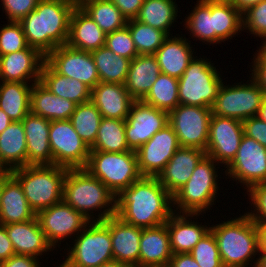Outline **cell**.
<instances>
[{
	"label": "cell",
	"mask_w": 266,
	"mask_h": 267,
	"mask_svg": "<svg viewBox=\"0 0 266 267\" xmlns=\"http://www.w3.org/2000/svg\"><path fill=\"white\" fill-rule=\"evenodd\" d=\"M172 208L173 197L157 177L142 176L115 198V215L142 229L166 223Z\"/></svg>",
	"instance_id": "cell-1"
},
{
	"label": "cell",
	"mask_w": 266,
	"mask_h": 267,
	"mask_svg": "<svg viewBox=\"0 0 266 267\" xmlns=\"http://www.w3.org/2000/svg\"><path fill=\"white\" fill-rule=\"evenodd\" d=\"M72 0H39L35 10L20 21L28 46L47 56L58 46L66 45Z\"/></svg>",
	"instance_id": "cell-2"
},
{
	"label": "cell",
	"mask_w": 266,
	"mask_h": 267,
	"mask_svg": "<svg viewBox=\"0 0 266 267\" xmlns=\"http://www.w3.org/2000/svg\"><path fill=\"white\" fill-rule=\"evenodd\" d=\"M239 215L212 224L210 231L216 239L224 267H256L259 255L257 226L245 212Z\"/></svg>",
	"instance_id": "cell-3"
},
{
	"label": "cell",
	"mask_w": 266,
	"mask_h": 267,
	"mask_svg": "<svg viewBox=\"0 0 266 267\" xmlns=\"http://www.w3.org/2000/svg\"><path fill=\"white\" fill-rule=\"evenodd\" d=\"M115 198L103 182L85 168L68 169L63 182V201L89 221H104L114 216Z\"/></svg>",
	"instance_id": "cell-4"
},
{
	"label": "cell",
	"mask_w": 266,
	"mask_h": 267,
	"mask_svg": "<svg viewBox=\"0 0 266 267\" xmlns=\"http://www.w3.org/2000/svg\"><path fill=\"white\" fill-rule=\"evenodd\" d=\"M220 166L213 158L205 155L196 165L186 184L172 196L173 211L175 213L206 214L212 210L211 207H214L216 201H219L217 199L220 194L218 191L221 192L218 176L223 173L218 171Z\"/></svg>",
	"instance_id": "cell-5"
},
{
	"label": "cell",
	"mask_w": 266,
	"mask_h": 267,
	"mask_svg": "<svg viewBox=\"0 0 266 267\" xmlns=\"http://www.w3.org/2000/svg\"><path fill=\"white\" fill-rule=\"evenodd\" d=\"M68 168L57 165H26L11 170L19 181L29 206L37 214L63 200V182Z\"/></svg>",
	"instance_id": "cell-6"
},
{
	"label": "cell",
	"mask_w": 266,
	"mask_h": 267,
	"mask_svg": "<svg viewBox=\"0 0 266 267\" xmlns=\"http://www.w3.org/2000/svg\"><path fill=\"white\" fill-rule=\"evenodd\" d=\"M199 56L195 55L178 79V97L180 104L212 108L224 82L222 71L213 60Z\"/></svg>",
	"instance_id": "cell-7"
},
{
	"label": "cell",
	"mask_w": 266,
	"mask_h": 267,
	"mask_svg": "<svg viewBox=\"0 0 266 267\" xmlns=\"http://www.w3.org/2000/svg\"><path fill=\"white\" fill-rule=\"evenodd\" d=\"M72 240L71 248L66 241L67 256L58 267H96L114 260L110 229L103 221H90Z\"/></svg>",
	"instance_id": "cell-8"
},
{
	"label": "cell",
	"mask_w": 266,
	"mask_h": 267,
	"mask_svg": "<svg viewBox=\"0 0 266 267\" xmlns=\"http://www.w3.org/2000/svg\"><path fill=\"white\" fill-rule=\"evenodd\" d=\"M85 169L102 181L115 196L142 177L134 150L90 151Z\"/></svg>",
	"instance_id": "cell-9"
},
{
	"label": "cell",
	"mask_w": 266,
	"mask_h": 267,
	"mask_svg": "<svg viewBox=\"0 0 266 267\" xmlns=\"http://www.w3.org/2000/svg\"><path fill=\"white\" fill-rule=\"evenodd\" d=\"M264 97L262 87L252 76L245 83L241 81L227 85L223 82L211 108L212 114L243 122L257 116Z\"/></svg>",
	"instance_id": "cell-10"
},
{
	"label": "cell",
	"mask_w": 266,
	"mask_h": 267,
	"mask_svg": "<svg viewBox=\"0 0 266 267\" xmlns=\"http://www.w3.org/2000/svg\"><path fill=\"white\" fill-rule=\"evenodd\" d=\"M212 109L208 107L179 104L169 112L172 126L180 147L206 151Z\"/></svg>",
	"instance_id": "cell-11"
},
{
	"label": "cell",
	"mask_w": 266,
	"mask_h": 267,
	"mask_svg": "<svg viewBox=\"0 0 266 267\" xmlns=\"http://www.w3.org/2000/svg\"><path fill=\"white\" fill-rule=\"evenodd\" d=\"M223 171L224 177L241 184L244 191L266 182V148L255 139L243 135L236 157ZM245 186V188H244Z\"/></svg>",
	"instance_id": "cell-12"
},
{
	"label": "cell",
	"mask_w": 266,
	"mask_h": 267,
	"mask_svg": "<svg viewBox=\"0 0 266 267\" xmlns=\"http://www.w3.org/2000/svg\"><path fill=\"white\" fill-rule=\"evenodd\" d=\"M49 145L54 165L68 169L85 168L90 148L75 131L70 120L50 122Z\"/></svg>",
	"instance_id": "cell-13"
},
{
	"label": "cell",
	"mask_w": 266,
	"mask_h": 267,
	"mask_svg": "<svg viewBox=\"0 0 266 267\" xmlns=\"http://www.w3.org/2000/svg\"><path fill=\"white\" fill-rule=\"evenodd\" d=\"M36 218L48 242L55 250H59L61 242L75 238L90 222L63 200L39 211ZM57 247L59 248L56 249Z\"/></svg>",
	"instance_id": "cell-14"
},
{
	"label": "cell",
	"mask_w": 266,
	"mask_h": 267,
	"mask_svg": "<svg viewBox=\"0 0 266 267\" xmlns=\"http://www.w3.org/2000/svg\"><path fill=\"white\" fill-rule=\"evenodd\" d=\"M243 135L241 121L212 114L206 155L226 168L236 157Z\"/></svg>",
	"instance_id": "cell-15"
},
{
	"label": "cell",
	"mask_w": 266,
	"mask_h": 267,
	"mask_svg": "<svg viewBox=\"0 0 266 267\" xmlns=\"http://www.w3.org/2000/svg\"><path fill=\"white\" fill-rule=\"evenodd\" d=\"M168 124L167 111L157 109L143 101H134L125 120V135L129 148L136 151Z\"/></svg>",
	"instance_id": "cell-16"
},
{
	"label": "cell",
	"mask_w": 266,
	"mask_h": 267,
	"mask_svg": "<svg viewBox=\"0 0 266 267\" xmlns=\"http://www.w3.org/2000/svg\"><path fill=\"white\" fill-rule=\"evenodd\" d=\"M45 61L60 75L77 79L91 90L100 82L91 52L62 45L50 52Z\"/></svg>",
	"instance_id": "cell-17"
},
{
	"label": "cell",
	"mask_w": 266,
	"mask_h": 267,
	"mask_svg": "<svg viewBox=\"0 0 266 267\" xmlns=\"http://www.w3.org/2000/svg\"><path fill=\"white\" fill-rule=\"evenodd\" d=\"M179 147L172 126L166 125L135 151L140 174L157 177Z\"/></svg>",
	"instance_id": "cell-18"
},
{
	"label": "cell",
	"mask_w": 266,
	"mask_h": 267,
	"mask_svg": "<svg viewBox=\"0 0 266 267\" xmlns=\"http://www.w3.org/2000/svg\"><path fill=\"white\" fill-rule=\"evenodd\" d=\"M44 61L45 56L30 46L21 51L0 56V81L39 82Z\"/></svg>",
	"instance_id": "cell-19"
},
{
	"label": "cell",
	"mask_w": 266,
	"mask_h": 267,
	"mask_svg": "<svg viewBox=\"0 0 266 267\" xmlns=\"http://www.w3.org/2000/svg\"><path fill=\"white\" fill-rule=\"evenodd\" d=\"M110 229L114 260L139 267L140 238L142 228L128 224L117 215L103 221Z\"/></svg>",
	"instance_id": "cell-20"
},
{
	"label": "cell",
	"mask_w": 266,
	"mask_h": 267,
	"mask_svg": "<svg viewBox=\"0 0 266 267\" xmlns=\"http://www.w3.org/2000/svg\"><path fill=\"white\" fill-rule=\"evenodd\" d=\"M4 227L15 254L29 255L42 259V255H49L48 252L52 253L54 250L36 217L30 221L10 223L4 225Z\"/></svg>",
	"instance_id": "cell-21"
},
{
	"label": "cell",
	"mask_w": 266,
	"mask_h": 267,
	"mask_svg": "<svg viewBox=\"0 0 266 267\" xmlns=\"http://www.w3.org/2000/svg\"><path fill=\"white\" fill-rule=\"evenodd\" d=\"M200 215L202 217L203 214L174 212L170 216L166 225L170 235L172 254L190 253L194 246L210 230V223L207 226L198 222L196 218L200 219Z\"/></svg>",
	"instance_id": "cell-22"
},
{
	"label": "cell",
	"mask_w": 266,
	"mask_h": 267,
	"mask_svg": "<svg viewBox=\"0 0 266 267\" xmlns=\"http://www.w3.org/2000/svg\"><path fill=\"white\" fill-rule=\"evenodd\" d=\"M205 155L206 152L202 149L179 147L158 174L159 182L173 196L186 184L196 165Z\"/></svg>",
	"instance_id": "cell-23"
},
{
	"label": "cell",
	"mask_w": 266,
	"mask_h": 267,
	"mask_svg": "<svg viewBox=\"0 0 266 267\" xmlns=\"http://www.w3.org/2000/svg\"><path fill=\"white\" fill-rule=\"evenodd\" d=\"M185 36L179 33L169 36L154 54L161 73L179 79L195 57V48Z\"/></svg>",
	"instance_id": "cell-24"
},
{
	"label": "cell",
	"mask_w": 266,
	"mask_h": 267,
	"mask_svg": "<svg viewBox=\"0 0 266 267\" xmlns=\"http://www.w3.org/2000/svg\"><path fill=\"white\" fill-rule=\"evenodd\" d=\"M50 122L31 112L22 120L27 143V165L53 164L49 145Z\"/></svg>",
	"instance_id": "cell-25"
},
{
	"label": "cell",
	"mask_w": 266,
	"mask_h": 267,
	"mask_svg": "<svg viewBox=\"0 0 266 267\" xmlns=\"http://www.w3.org/2000/svg\"><path fill=\"white\" fill-rule=\"evenodd\" d=\"M103 118L126 120L135 101L123 84L99 82L91 90V99Z\"/></svg>",
	"instance_id": "cell-26"
},
{
	"label": "cell",
	"mask_w": 266,
	"mask_h": 267,
	"mask_svg": "<svg viewBox=\"0 0 266 267\" xmlns=\"http://www.w3.org/2000/svg\"><path fill=\"white\" fill-rule=\"evenodd\" d=\"M139 267H167L172 257L166 223L142 229Z\"/></svg>",
	"instance_id": "cell-27"
},
{
	"label": "cell",
	"mask_w": 266,
	"mask_h": 267,
	"mask_svg": "<svg viewBox=\"0 0 266 267\" xmlns=\"http://www.w3.org/2000/svg\"><path fill=\"white\" fill-rule=\"evenodd\" d=\"M106 34L80 7L70 16L69 35L66 45L77 50L93 52L105 46Z\"/></svg>",
	"instance_id": "cell-28"
},
{
	"label": "cell",
	"mask_w": 266,
	"mask_h": 267,
	"mask_svg": "<svg viewBox=\"0 0 266 267\" xmlns=\"http://www.w3.org/2000/svg\"><path fill=\"white\" fill-rule=\"evenodd\" d=\"M35 217L19 181L12 174L5 177L0 198V224L25 222Z\"/></svg>",
	"instance_id": "cell-29"
},
{
	"label": "cell",
	"mask_w": 266,
	"mask_h": 267,
	"mask_svg": "<svg viewBox=\"0 0 266 267\" xmlns=\"http://www.w3.org/2000/svg\"><path fill=\"white\" fill-rule=\"evenodd\" d=\"M76 103L52 93L40 81L33 83L30 94V112L49 121L69 120Z\"/></svg>",
	"instance_id": "cell-30"
},
{
	"label": "cell",
	"mask_w": 266,
	"mask_h": 267,
	"mask_svg": "<svg viewBox=\"0 0 266 267\" xmlns=\"http://www.w3.org/2000/svg\"><path fill=\"white\" fill-rule=\"evenodd\" d=\"M160 74L154 55H138L130 62L124 86L135 101H141Z\"/></svg>",
	"instance_id": "cell-31"
},
{
	"label": "cell",
	"mask_w": 266,
	"mask_h": 267,
	"mask_svg": "<svg viewBox=\"0 0 266 267\" xmlns=\"http://www.w3.org/2000/svg\"><path fill=\"white\" fill-rule=\"evenodd\" d=\"M40 82L61 98L81 104L90 101L91 89L77 79L57 73L46 61L41 68Z\"/></svg>",
	"instance_id": "cell-32"
},
{
	"label": "cell",
	"mask_w": 266,
	"mask_h": 267,
	"mask_svg": "<svg viewBox=\"0 0 266 267\" xmlns=\"http://www.w3.org/2000/svg\"><path fill=\"white\" fill-rule=\"evenodd\" d=\"M0 157L10 170L27 165V143L22 121H12L0 133Z\"/></svg>",
	"instance_id": "cell-33"
},
{
	"label": "cell",
	"mask_w": 266,
	"mask_h": 267,
	"mask_svg": "<svg viewBox=\"0 0 266 267\" xmlns=\"http://www.w3.org/2000/svg\"><path fill=\"white\" fill-rule=\"evenodd\" d=\"M176 0H144L135 20L173 35L172 28L180 11ZM172 33V34H171Z\"/></svg>",
	"instance_id": "cell-34"
},
{
	"label": "cell",
	"mask_w": 266,
	"mask_h": 267,
	"mask_svg": "<svg viewBox=\"0 0 266 267\" xmlns=\"http://www.w3.org/2000/svg\"><path fill=\"white\" fill-rule=\"evenodd\" d=\"M32 86L33 83L0 81V108L12 121H22L30 112Z\"/></svg>",
	"instance_id": "cell-35"
},
{
	"label": "cell",
	"mask_w": 266,
	"mask_h": 267,
	"mask_svg": "<svg viewBox=\"0 0 266 267\" xmlns=\"http://www.w3.org/2000/svg\"><path fill=\"white\" fill-rule=\"evenodd\" d=\"M193 10L186 14L183 27L194 41L199 40L206 45L215 44V23L212 16V0H197Z\"/></svg>",
	"instance_id": "cell-36"
},
{
	"label": "cell",
	"mask_w": 266,
	"mask_h": 267,
	"mask_svg": "<svg viewBox=\"0 0 266 267\" xmlns=\"http://www.w3.org/2000/svg\"><path fill=\"white\" fill-rule=\"evenodd\" d=\"M212 16L215 23V44H222L242 33V13L230 0H212Z\"/></svg>",
	"instance_id": "cell-37"
},
{
	"label": "cell",
	"mask_w": 266,
	"mask_h": 267,
	"mask_svg": "<svg viewBox=\"0 0 266 267\" xmlns=\"http://www.w3.org/2000/svg\"><path fill=\"white\" fill-rule=\"evenodd\" d=\"M100 82L123 84L129 71L130 59L114 54L106 46L91 52Z\"/></svg>",
	"instance_id": "cell-38"
},
{
	"label": "cell",
	"mask_w": 266,
	"mask_h": 267,
	"mask_svg": "<svg viewBox=\"0 0 266 267\" xmlns=\"http://www.w3.org/2000/svg\"><path fill=\"white\" fill-rule=\"evenodd\" d=\"M80 7L105 33L109 34L127 25V19L110 0H88Z\"/></svg>",
	"instance_id": "cell-39"
},
{
	"label": "cell",
	"mask_w": 266,
	"mask_h": 267,
	"mask_svg": "<svg viewBox=\"0 0 266 267\" xmlns=\"http://www.w3.org/2000/svg\"><path fill=\"white\" fill-rule=\"evenodd\" d=\"M130 150L126 142L125 120L102 117L96 141L90 147V151L125 152Z\"/></svg>",
	"instance_id": "cell-40"
},
{
	"label": "cell",
	"mask_w": 266,
	"mask_h": 267,
	"mask_svg": "<svg viewBox=\"0 0 266 267\" xmlns=\"http://www.w3.org/2000/svg\"><path fill=\"white\" fill-rule=\"evenodd\" d=\"M141 101L169 113L180 104L178 79L161 73Z\"/></svg>",
	"instance_id": "cell-41"
},
{
	"label": "cell",
	"mask_w": 266,
	"mask_h": 267,
	"mask_svg": "<svg viewBox=\"0 0 266 267\" xmlns=\"http://www.w3.org/2000/svg\"><path fill=\"white\" fill-rule=\"evenodd\" d=\"M69 120L75 131L90 148L96 141L98 128L102 120L98 108L91 100L78 104Z\"/></svg>",
	"instance_id": "cell-42"
},
{
	"label": "cell",
	"mask_w": 266,
	"mask_h": 267,
	"mask_svg": "<svg viewBox=\"0 0 266 267\" xmlns=\"http://www.w3.org/2000/svg\"><path fill=\"white\" fill-rule=\"evenodd\" d=\"M126 26L129 28L138 55H154L169 37L166 32L135 19L128 20Z\"/></svg>",
	"instance_id": "cell-43"
},
{
	"label": "cell",
	"mask_w": 266,
	"mask_h": 267,
	"mask_svg": "<svg viewBox=\"0 0 266 267\" xmlns=\"http://www.w3.org/2000/svg\"><path fill=\"white\" fill-rule=\"evenodd\" d=\"M190 254L200 267H224L216 239L210 230L194 246Z\"/></svg>",
	"instance_id": "cell-44"
},
{
	"label": "cell",
	"mask_w": 266,
	"mask_h": 267,
	"mask_svg": "<svg viewBox=\"0 0 266 267\" xmlns=\"http://www.w3.org/2000/svg\"><path fill=\"white\" fill-rule=\"evenodd\" d=\"M28 47L20 22L7 21L0 27V56L21 51Z\"/></svg>",
	"instance_id": "cell-45"
},
{
	"label": "cell",
	"mask_w": 266,
	"mask_h": 267,
	"mask_svg": "<svg viewBox=\"0 0 266 267\" xmlns=\"http://www.w3.org/2000/svg\"><path fill=\"white\" fill-rule=\"evenodd\" d=\"M242 28L249 35L264 40L266 38V0L249 7L242 13Z\"/></svg>",
	"instance_id": "cell-46"
},
{
	"label": "cell",
	"mask_w": 266,
	"mask_h": 267,
	"mask_svg": "<svg viewBox=\"0 0 266 267\" xmlns=\"http://www.w3.org/2000/svg\"><path fill=\"white\" fill-rule=\"evenodd\" d=\"M105 46L114 54L133 60L138 53L127 26L106 34Z\"/></svg>",
	"instance_id": "cell-47"
},
{
	"label": "cell",
	"mask_w": 266,
	"mask_h": 267,
	"mask_svg": "<svg viewBox=\"0 0 266 267\" xmlns=\"http://www.w3.org/2000/svg\"><path fill=\"white\" fill-rule=\"evenodd\" d=\"M246 193L249 199L248 203L251 204L249 207H253H250V212L247 210L246 214L255 223L266 224V182L253 185Z\"/></svg>",
	"instance_id": "cell-48"
},
{
	"label": "cell",
	"mask_w": 266,
	"mask_h": 267,
	"mask_svg": "<svg viewBox=\"0 0 266 267\" xmlns=\"http://www.w3.org/2000/svg\"><path fill=\"white\" fill-rule=\"evenodd\" d=\"M39 0H0L7 21L20 22L35 10Z\"/></svg>",
	"instance_id": "cell-49"
},
{
	"label": "cell",
	"mask_w": 266,
	"mask_h": 267,
	"mask_svg": "<svg viewBox=\"0 0 266 267\" xmlns=\"http://www.w3.org/2000/svg\"><path fill=\"white\" fill-rule=\"evenodd\" d=\"M257 49L252 57L253 61L250 63L252 68L250 67L248 72L249 74L251 72L250 75L262 87L266 95V52L261 47L257 46Z\"/></svg>",
	"instance_id": "cell-50"
},
{
	"label": "cell",
	"mask_w": 266,
	"mask_h": 267,
	"mask_svg": "<svg viewBox=\"0 0 266 267\" xmlns=\"http://www.w3.org/2000/svg\"><path fill=\"white\" fill-rule=\"evenodd\" d=\"M244 135L255 139L266 148V122L258 116L245 119L243 122Z\"/></svg>",
	"instance_id": "cell-51"
},
{
	"label": "cell",
	"mask_w": 266,
	"mask_h": 267,
	"mask_svg": "<svg viewBox=\"0 0 266 267\" xmlns=\"http://www.w3.org/2000/svg\"><path fill=\"white\" fill-rule=\"evenodd\" d=\"M127 20L135 19L144 0H110Z\"/></svg>",
	"instance_id": "cell-52"
},
{
	"label": "cell",
	"mask_w": 266,
	"mask_h": 267,
	"mask_svg": "<svg viewBox=\"0 0 266 267\" xmlns=\"http://www.w3.org/2000/svg\"><path fill=\"white\" fill-rule=\"evenodd\" d=\"M41 259L29 255L15 254L2 262L3 267H41Z\"/></svg>",
	"instance_id": "cell-53"
},
{
	"label": "cell",
	"mask_w": 266,
	"mask_h": 267,
	"mask_svg": "<svg viewBox=\"0 0 266 267\" xmlns=\"http://www.w3.org/2000/svg\"><path fill=\"white\" fill-rule=\"evenodd\" d=\"M12 255H15L12 243L4 225L0 224V263L4 262Z\"/></svg>",
	"instance_id": "cell-54"
},
{
	"label": "cell",
	"mask_w": 266,
	"mask_h": 267,
	"mask_svg": "<svg viewBox=\"0 0 266 267\" xmlns=\"http://www.w3.org/2000/svg\"><path fill=\"white\" fill-rule=\"evenodd\" d=\"M167 267H200L190 253L173 254Z\"/></svg>",
	"instance_id": "cell-55"
},
{
	"label": "cell",
	"mask_w": 266,
	"mask_h": 267,
	"mask_svg": "<svg viewBox=\"0 0 266 267\" xmlns=\"http://www.w3.org/2000/svg\"><path fill=\"white\" fill-rule=\"evenodd\" d=\"M258 231L259 251H266V224L256 223Z\"/></svg>",
	"instance_id": "cell-56"
},
{
	"label": "cell",
	"mask_w": 266,
	"mask_h": 267,
	"mask_svg": "<svg viewBox=\"0 0 266 267\" xmlns=\"http://www.w3.org/2000/svg\"><path fill=\"white\" fill-rule=\"evenodd\" d=\"M262 0H230V2L241 12L243 13L249 7L257 5Z\"/></svg>",
	"instance_id": "cell-57"
},
{
	"label": "cell",
	"mask_w": 266,
	"mask_h": 267,
	"mask_svg": "<svg viewBox=\"0 0 266 267\" xmlns=\"http://www.w3.org/2000/svg\"><path fill=\"white\" fill-rule=\"evenodd\" d=\"M11 122L12 120L10 117L0 108V133H2Z\"/></svg>",
	"instance_id": "cell-58"
},
{
	"label": "cell",
	"mask_w": 266,
	"mask_h": 267,
	"mask_svg": "<svg viewBox=\"0 0 266 267\" xmlns=\"http://www.w3.org/2000/svg\"><path fill=\"white\" fill-rule=\"evenodd\" d=\"M11 174V170L8 166L2 161L0 157V178L8 177Z\"/></svg>",
	"instance_id": "cell-59"
},
{
	"label": "cell",
	"mask_w": 266,
	"mask_h": 267,
	"mask_svg": "<svg viewBox=\"0 0 266 267\" xmlns=\"http://www.w3.org/2000/svg\"><path fill=\"white\" fill-rule=\"evenodd\" d=\"M96 267H129V266L122 262H118L117 260H112L109 262L102 263L101 265H98Z\"/></svg>",
	"instance_id": "cell-60"
},
{
	"label": "cell",
	"mask_w": 266,
	"mask_h": 267,
	"mask_svg": "<svg viewBox=\"0 0 266 267\" xmlns=\"http://www.w3.org/2000/svg\"><path fill=\"white\" fill-rule=\"evenodd\" d=\"M257 116L260 119H262L263 121L266 122V95H265V97H264V99L262 101V104H261V107H260V109L258 111Z\"/></svg>",
	"instance_id": "cell-61"
},
{
	"label": "cell",
	"mask_w": 266,
	"mask_h": 267,
	"mask_svg": "<svg viewBox=\"0 0 266 267\" xmlns=\"http://www.w3.org/2000/svg\"><path fill=\"white\" fill-rule=\"evenodd\" d=\"M256 267H266V251H259Z\"/></svg>",
	"instance_id": "cell-62"
},
{
	"label": "cell",
	"mask_w": 266,
	"mask_h": 267,
	"mask_svg": "<svg viewBox=\"0 0 266 267\" xmlns=\"http://www.w3.org/2000/svg\"><path fill=\"white\" fill-rule=\"evenodd\" d=\"M72 1L74 2L75 6H80L88 0H72Z\"/></svg>",
	"instance_id": "cell-63"
},
{
	"label": "cell",
	"mask_w": 266,
	"mask_h": 267,
	"mask_svg": "<svg viewBox=\"0 0 266 267\" xmlns=\"http://www.w3.org/2000/svg\"><path fill=\"white\" fill-rule=\"evenodd\" d=\"M260 47L266 52V38L260 42Z\"/></svg>",
	"instance_id": "cell-64"
},
{
	"label": "cell",
	"mask_w": 266,
	"mask_h": 267,
	"mask_svg": "<svg viewBox=\"0 0 266 267\" xmlns=\"http://www.w3.org/2000/svg\"><path fill=\"white\" fill-rule=\"evenodd\" d=\"M3 183H4V178H0V198H1V192L3 189Z\"/></svg>",
	"instance_id": "cell-65"
}]
</instances>
